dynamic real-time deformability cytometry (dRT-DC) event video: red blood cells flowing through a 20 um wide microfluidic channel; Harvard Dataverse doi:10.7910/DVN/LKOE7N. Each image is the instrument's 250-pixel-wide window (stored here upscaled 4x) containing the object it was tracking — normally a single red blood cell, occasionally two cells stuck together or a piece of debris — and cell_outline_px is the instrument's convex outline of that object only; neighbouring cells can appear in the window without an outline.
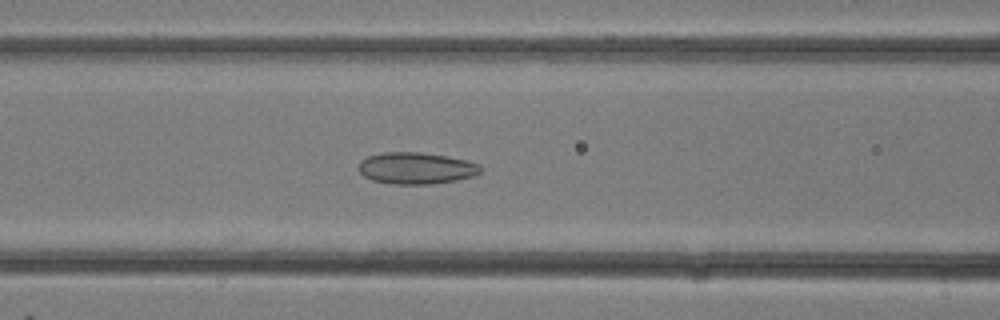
{"species": "common noctule bat (a hibernating species)", "species_latin": "Nyctalus noctula", "temperature_condition": "room temperature", "stored_images_in_passage": 14, "camera_frame_rate_fps": 3000, "um_per_image_px": 0.085, "animal": {"sex": "female"}, "frame": {"image": 1, "passage_image": 6, "time_ms": 1.667, "image_size_px": [1000, 320], "cell_outline_px": [[484, 168], [480, 172], [472, 176], [456, 180], [432, 184], [392, 184], [372, 180], [364, 176], [360, 172], [360, 160], [368, 156], [384, 152], [420, 152], [448, 156], [468, 160], [480, 164]], "centroid_in_image_um": [35.41, 14.29], "position_along_channel_um": 131.2, "area_um2": 22.6}}
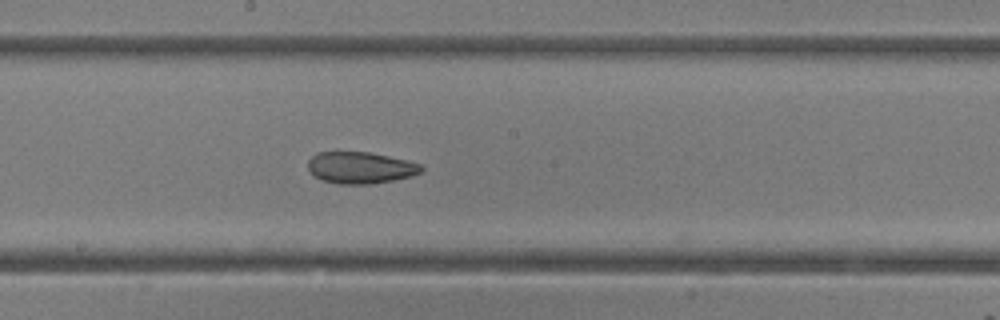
{"frame": {"image": 2, "passage_image": 10, "time_ms": 3.0, "image_size_px": [1000, 320], "cell_outline_px": [[424, 172], [412, 176], [392, 180], [368, 184], [340, 184], [320, 180], [308, 168], [308, 160], [316, 152], [368, 152], [408, 160], [420, 164], [424, 168]], "centroid_in_image_um": [30.66, 14.25], "position_along_channel_um": 217.5, "area_um2": 20.92}}
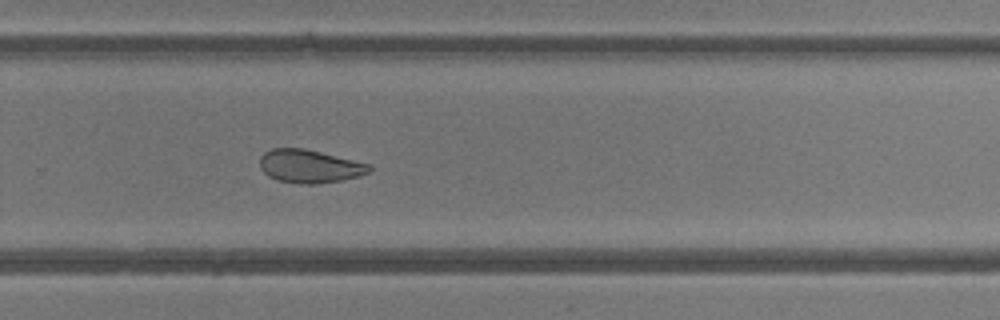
{"frame": {"image": 3, "passage_image": 14, "time_ms": 4.333, "image_size_px": [1000, 320], "cell_outline_px": [[372, 168], [368, 172], [360, 176], [340, 180], [316, 184], [300, 184], [276, 180], [268, 176], [260, 168], [260, 156], [264, 152], [272, 148], [304, 148], [372, 164]], "centroid_in_image_um": [26.31, 14.13], "position_along_channel_um": 303.5, "area_um2": 21.33}}